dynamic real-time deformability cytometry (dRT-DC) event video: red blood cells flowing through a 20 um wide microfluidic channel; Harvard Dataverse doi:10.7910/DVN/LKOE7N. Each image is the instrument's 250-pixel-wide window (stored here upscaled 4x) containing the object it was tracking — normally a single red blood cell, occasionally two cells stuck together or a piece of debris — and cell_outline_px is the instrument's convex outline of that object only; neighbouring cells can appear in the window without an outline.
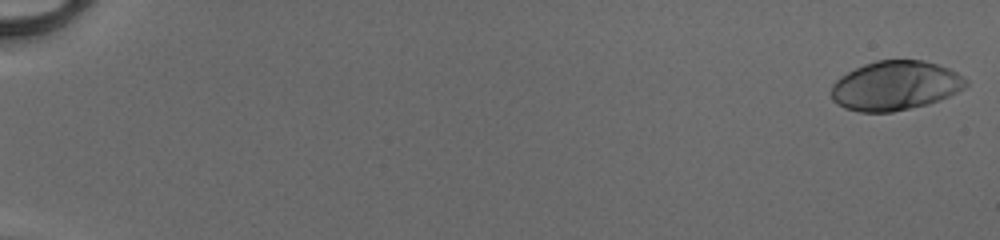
{"species": "human", "species_latin": "Homo sapiens", "temperature_condition": "cold", "stored_images_in_passage": 52, "camera_frame_rate_fps": 3000, "um_per_image_px": 0.085, "donor": {"sex": "male"}, "frame": {"image": 1, "passage_image": 1, "time_ms": 0.0, "image_size_px": [1000, 240], "cell_outline_px": [[968, 84], [964, 88], [948, 96], [928, 104], [892, 112], [860, 112], [844, 108], [836, 104], [832, 100], [832, 84], [840, 76], [864, 64], [876, 60], [924, 60], [948, 68], [956, 72], [968, 80]], "centroid_in_image_um": [76.08, 7.28], "position_along_channel_um": 8.9, "area_um2": 38.67}}
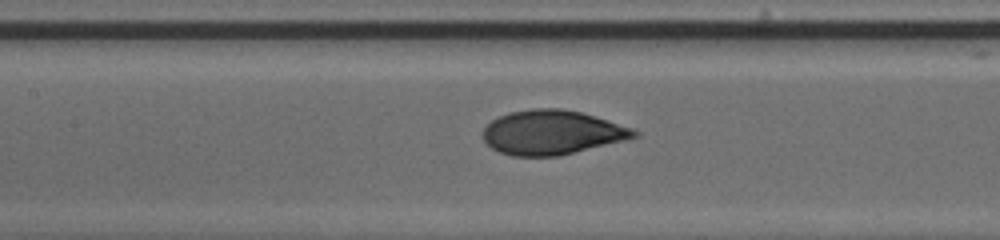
{"frame": {"image": 2, "passage_image": 27, "time_ms": 8.667, "image_size_px": [1000, 240], "cell_outline_px": [[640, 136], [560, 156], [512, 156], [500, 152], [492, 148], [484, 140], [484, 128], [492, 120], [508, 112], [532, 108], [560, 108], [580, 112], [632, 128], [640, 132]], "centroid_in_image_um": [46.92, 11.26], "position_along_channel_um": 160.5, "area_um2": 38.84}}
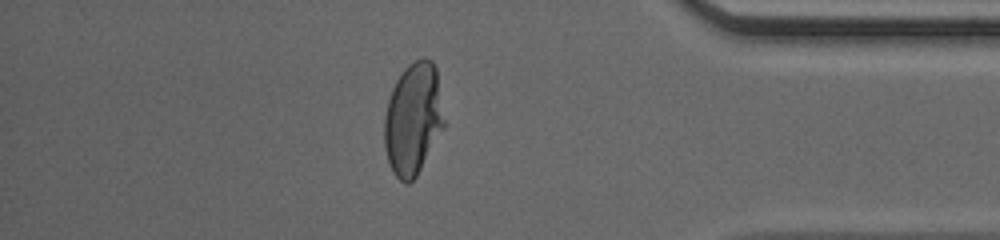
{"frame": {"image": 3, "passage_image": 46, "time_ms": 15.0, "image_size_px": [1000, 240], "cell_outline_px": [[444, 128], [416, 176], [408, 184], [404, 184], [392, 172], [384, 148], [384, 116], [388, 100], [392, 88], [396, 80], [404, 68], [412, 60], [424, 56], [432, 60], [436, 68], [444, 120]], "centroid_in_image_um": [35.1, 10.09], "position_along_channel_um": 400.1, "area_um2": 39.25}, "authors_computed_cell_mechanics": {"area_um2": 38.8416, "velocity_mm_per_s": 4.1183, "shape_relaxation_time_tau1_ms": 4.2955, "shape_relaxation_time_tau2_ms": null, "deformation_change_tau1": 0.2002, "deformation_change_tau2": null}}